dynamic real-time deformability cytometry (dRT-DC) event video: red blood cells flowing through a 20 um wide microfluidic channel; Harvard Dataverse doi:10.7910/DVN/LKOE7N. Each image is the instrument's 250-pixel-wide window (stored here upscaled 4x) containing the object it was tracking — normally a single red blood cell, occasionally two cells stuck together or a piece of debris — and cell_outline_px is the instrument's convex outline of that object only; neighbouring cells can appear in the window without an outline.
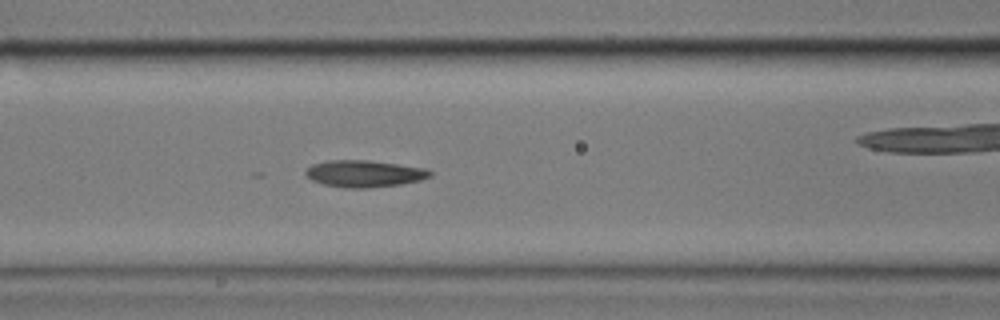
{"species": "common noctule bat (a hibernating species)", "species_latin": "Nyctalus noctula", "temperature_condition": "cold", "stored_images_in_passage": 49, "camera_frame_rate_fps": 3000, "um_per_image_px": 0.085, "animal": {"sex": "male", "body_mass_g": 17.9}, "frame": {"image": 1, "passage_image": 15, "time_ms": 4.667, "image_size_px": [1000, 320], "cell_outline_px": [[432, 176], [420, 180], [400, 184], [368, 188], [344, 188], [324, 184], [312, 180], [304, 172], [312, 164], [328, 160], [368, 160], [424, 168], [432, 172]], "centroid_in_image_um": [30.95, 14.76], "position_along_channel_um": 135.6, "area_um2": 19.31}}
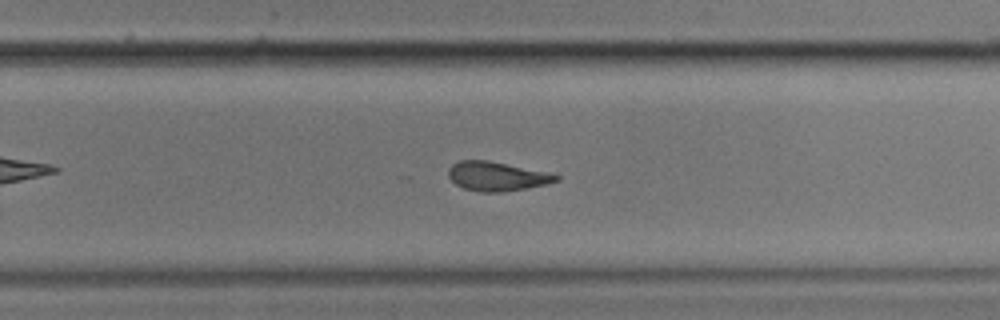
{"frame": {"image": 2, "passage_image": 28, "time_ms": 9.0, "image_size_px": [1000, 320], "cell_outline_px": [[560, 180], [544, 184], [504, 192], [480, 192], [464, 188], [456, 184], [448, 176], [448, 168], [452, 164], [460, 160], [488, 160], [548, 172], [560, 176]], "centroid_in_image_um": [42.21, 14.98], "position_along_channel_um": 287.6, "area_um2": 18.21}, "authors_computed_cell_mechanics": {"area_um2": 19.074, "velocity_mm_per_s": 3.5141, "shape_relaxation_time_tau1_ms": 4.2738, "shape_relaxation_time_tau2_ms": 4.0295, "deformation_change_tau1": 0.1492, "deformation_change_tau2": 0.1126}}